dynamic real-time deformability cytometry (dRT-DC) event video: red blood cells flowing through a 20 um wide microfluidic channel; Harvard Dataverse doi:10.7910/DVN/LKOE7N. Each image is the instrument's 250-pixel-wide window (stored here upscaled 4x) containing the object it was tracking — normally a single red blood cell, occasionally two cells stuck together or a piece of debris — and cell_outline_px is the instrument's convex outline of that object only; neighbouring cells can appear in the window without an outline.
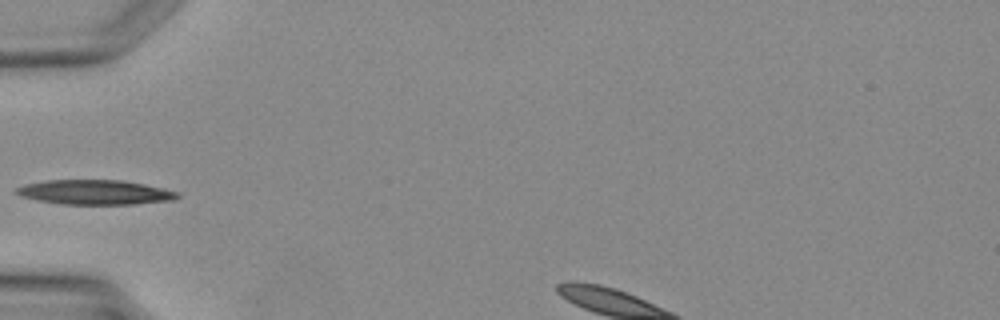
{"species": "Egyptian fruit bat (a non-hibernating species)", "species_latin": "Rousettus aegyptiacus", "temperature_condition": "warm", "stored_images_in_passage": 10, "camera_frame_rate_fps": 3000, "um_per_image_px": 0.085, "animal": {"sex": "female"}, "frame": {"image": 1, "passage_image": 1, "time_ms": 0.0, "image_size_px": [1000, 320], "cell_outline_px": [[180, 196], [172, 200], [136, 204], [64, 204], [36, 200], [20, 196], [12, 192], [16, 188], [24, 184], [48, 180], [124, 180], [164, 188], [180, 192]], "centroid_in_image_um": [8.07, 16.34], "position_along_channel_um": 76.9, "area_um2": 23.29}}